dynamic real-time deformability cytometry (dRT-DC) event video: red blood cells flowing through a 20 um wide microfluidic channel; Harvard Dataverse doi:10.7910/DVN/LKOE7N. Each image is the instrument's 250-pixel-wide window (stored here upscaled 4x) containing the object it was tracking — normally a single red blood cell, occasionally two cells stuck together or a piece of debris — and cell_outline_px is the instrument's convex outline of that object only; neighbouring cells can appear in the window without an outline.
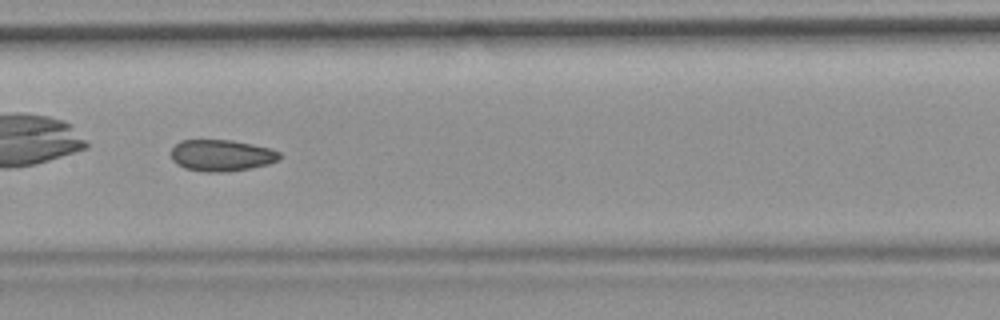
{"species": "common noctule bat (a hibernating species)", "species_latin": "Nyctalus noctula", "temperature_condition": "room temperature", "stored_images_in_passage": 38, "camera_frame_rate_fps": 3000, "um_per_image_px": 0.085, "animal": {"sex": "female", "body_mass_g": 19.9}, "frame": {"image": 1, "passage_image": 12, "time_ms": 3.667, "image_size_px": [1000, 320], "cell_outline_px": [[280, 160], [268, 164], [228, 172], [204, 172], [184, 168], [176, 164], [172, 160], [172, 148], [180, 140], [232, 140], [272, 148], [280, 152]], "centroid_in_image_um": [18.83, 13.21], "position_along_channel_um": 188.6, "area_um2": 20.06}}
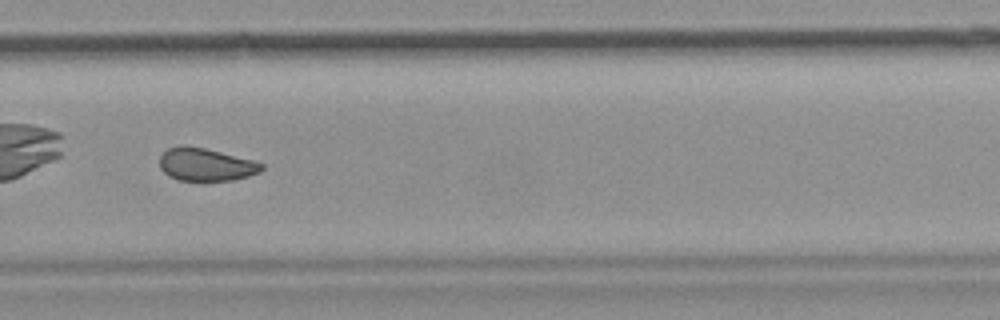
{"frame": {"image": 2, "passage_image": 22, "time_ms": 7.0, "image_size_px": [1000, 320], "cell_outline_px": [[264, 168], [260, 172], [248, 176], [232, 180], [204, 184], [176, 180], [168, 176], [160, 168], [160, 156], [168, 148], [204, 148], [252, 160], [264, 164]], "centroid_in_image_um": [17.51, 14.08], "position_along_channel_um": 312.3, "area_um2": 19.71}, "authors_computed_cell_mechanics": {"area_um2": 20.2011, "velocity_mm_per_s": 3.7245, "shape_relaxation_time_tau1_ms": null, "shape_relaxation_time_tau2_ms": 2.1076, "deformation_change_tau1": null, "deformation_change_tau2": 0.0725}}